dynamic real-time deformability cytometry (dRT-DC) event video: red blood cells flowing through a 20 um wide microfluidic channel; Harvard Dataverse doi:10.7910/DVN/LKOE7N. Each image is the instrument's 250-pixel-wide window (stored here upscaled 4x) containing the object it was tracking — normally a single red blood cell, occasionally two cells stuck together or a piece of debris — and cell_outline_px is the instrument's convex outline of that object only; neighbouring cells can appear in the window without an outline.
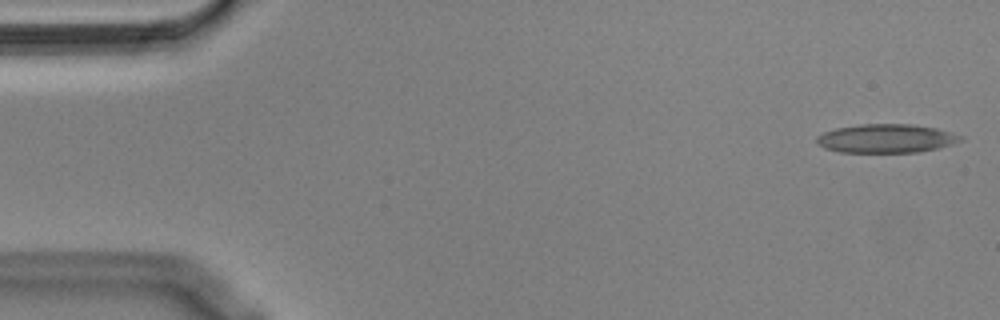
{"species": "Egyptian fruit bat (a non-hibernating species)", "species_latin": "Rousettus aegyptiacus", "temperature_condition": "cold", "stored_images_in_passage": 54, "camera_frame_rate_fps": 3000, "um_per_image_px": 0.085, "animal": {"sex": "male"}, "frame": {"image": 1, "passage_image": 1, "time_ms": 0.0, "image_size_px": [1000, 320], "cell_outline_px": [[960, 140], [952, 144], [920, 152], [840, 152], [824, 148], [816, 144], [816, 136], [824, 132], [836, 128], [860, 124], [912, 124], [936, 128], [952, 132], [960, 136]], "centroid_in_image_um": [75.27, 11.77], "position_along_channel_um": 9.7, "area_um2": 23.99}}
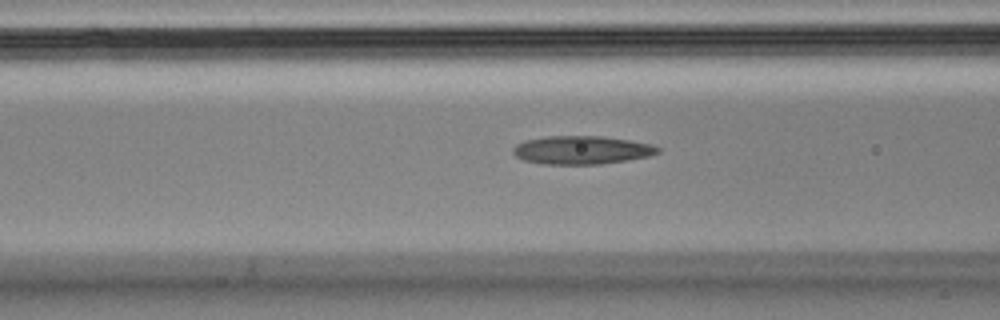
{"frame": {"image": 2, "passage_image": 20, "time_ms": 6.333, "image_size_px": [1000, 320], "cell_outline_px": [[660, 152], [648, 156], [600, 164], [540, 164], [524, 160], [516, 156], [512, 152], [512, 148], [516, 144], [524, 140], [548, 136], [604, 136], [652, 144], [660, 148]], "centroid_in_image_um": [49.41, 12.75], "position_along_channel_um": 117.2, "area_um2": 23.87}}
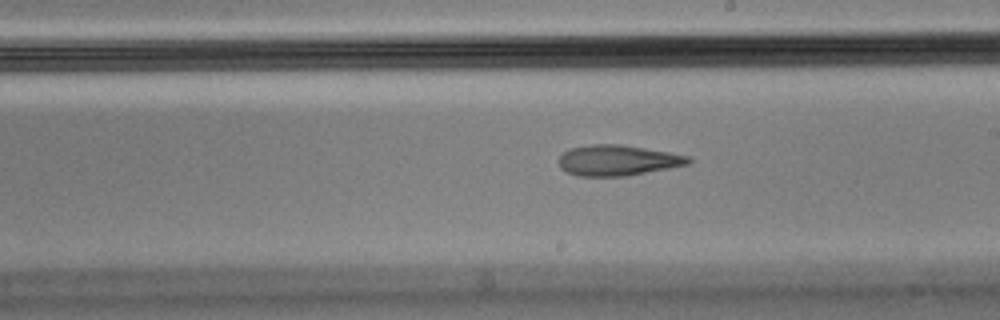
{"frame": {"image": 3, "passage_image": 30, "time_ms": 9.667, "image_size_px": [1000, 320], "cell_outline_px": [[692, 160], [688, 164], [668, 168], [624, 176], [576, 176], [560, 168], [560, 156], [568, 148], [592, 144], [620, 144], [692, 156]], "centroid_in_image_um": [52.49, 13.62], "position_along_channel_um": 236.5, "area_um2": 23.0}, "authors_computed_cell_mechanics": {"area_um2": 24.0448, "velocity_mm_per_s": 3.5795, "shape_relaxation_time_tau1_ms": null, "shape_relaxation_time_tau2_ms": 7.8362, "deformation_change_tau1": null, "deformation_change_tau2": 0.182}}